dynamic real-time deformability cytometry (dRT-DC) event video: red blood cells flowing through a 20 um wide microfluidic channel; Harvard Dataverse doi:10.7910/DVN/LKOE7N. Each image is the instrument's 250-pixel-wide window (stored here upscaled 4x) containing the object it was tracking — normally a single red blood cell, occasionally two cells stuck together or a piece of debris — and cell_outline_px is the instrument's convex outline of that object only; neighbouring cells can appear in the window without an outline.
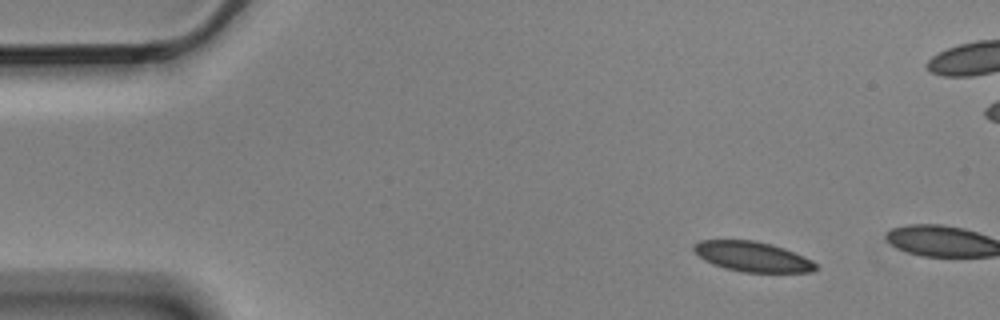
{"species": "Egyptian fruit bat (a non-hibernating species)", "species_latin": "Rousettus aegyptiacus", "temperature_condition": "cold", "stored_images_in_passage": 3, "camera_frame_rate_fps": 3000, "um_per_image_px": 0.085, "animal": {"sex": "male"}, "frame": {"image": 1, "passage_image": 1, "time_ms": 0.0, "image_size_px": [1000, 320], "cell_outline_px": [[816, 268], [812, 272], [744, 272], [724, 268], [712, 264], [704, 260], [692, 248], [692, 244], [700, 240], [756, 240], [772, 244], [784, 248], [804, 256], [812, 260], [816, 264]], "centroid_in_image_um": [63.94, 21.8], "position_along_channel_um": 21.1, "area_um2": 21.39}}